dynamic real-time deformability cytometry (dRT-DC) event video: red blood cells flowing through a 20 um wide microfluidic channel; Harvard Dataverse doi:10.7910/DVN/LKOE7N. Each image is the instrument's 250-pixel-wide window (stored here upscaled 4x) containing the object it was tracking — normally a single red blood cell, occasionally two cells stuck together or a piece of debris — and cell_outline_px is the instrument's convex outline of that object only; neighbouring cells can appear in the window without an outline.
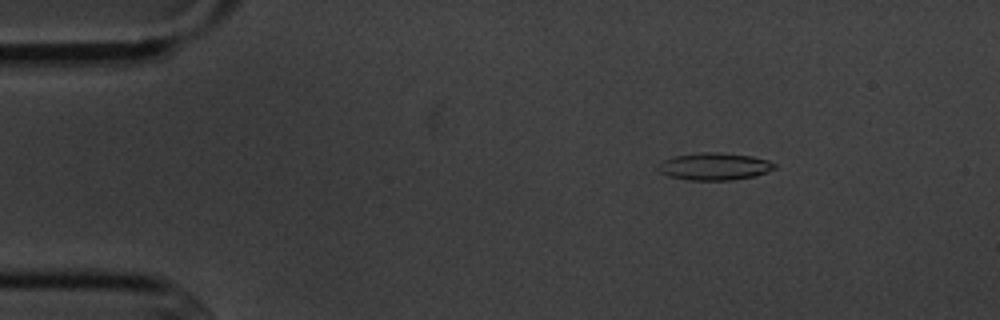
{"species": "common noctule bat (a hibernating species)", "species_latin": "Nyctalus noctula", "temperature_condition": "cold", "stored_images_in_passage": 5, "camera_frame_rate_fps": 3000, "um_per_image_px": 0.085, "animal": {"sex": "male", "body_mass_g": 20.1, "forearm_length_mm": 53.5}, "frame": {"image": 1, "passage_image": 3, "time_ms": 2.333, "image_size_px": [1000, 320], "cell_outline_px": [[776, 168], [756, 176], [732, 180], [692, 180], [668, 176], [660, 172], [656, 168], [656, 164], [672, 156], [704, 152], [720, 152], [752, 156], [768, 160], [776, 164]], "centroid_in_image_um": [60.71, 14.14], "position_along_channel_um": 24.3, "area_um2": 18.67}}